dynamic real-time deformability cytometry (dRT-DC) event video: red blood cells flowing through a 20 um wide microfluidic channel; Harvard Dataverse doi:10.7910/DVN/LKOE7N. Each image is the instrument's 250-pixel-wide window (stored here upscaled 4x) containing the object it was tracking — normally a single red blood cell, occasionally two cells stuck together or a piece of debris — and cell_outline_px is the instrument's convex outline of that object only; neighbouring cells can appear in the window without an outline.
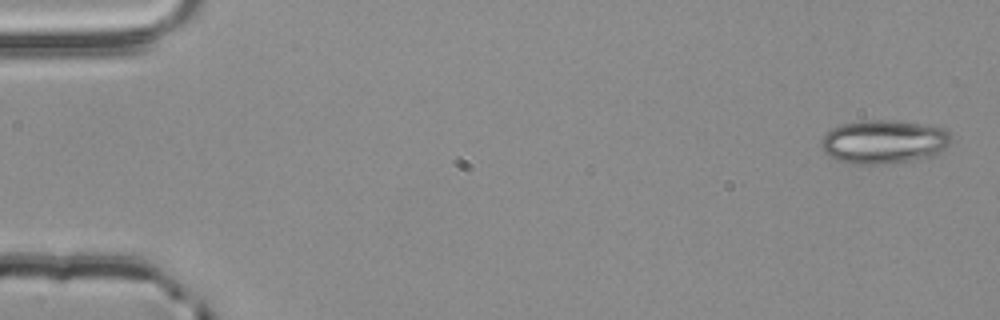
{"species": "common noctule bat (a hibernating species)", "species_latin": "Nyctalus noctula", "temperature_condition": "room temperature", "stored_images_in_passage": 4, "camera_frame_rate_fps": 3000, "um_per_image_px": 0.085, "animal": {"sex": "male", "body_mass_g": 20.4}, "frame": {"image": 1, "passage_image": 1, "time_ms": 0.0, "image_size_px": [1000, 320], "cell_outline_px": [[952, 140], [944, 148], [932, 156], [896, 164], [848, 164], [836, 160], [828, 156], [824, 152], [820, 144], [820, 140], [832, 128], [844, 124], [864, 120], [900, 120], [944, 128], [952, 136]], "centroid_in_image_um": [75.11, 12.06], "position_along_channel_um": 9.9, "area_um2": 33.47}}